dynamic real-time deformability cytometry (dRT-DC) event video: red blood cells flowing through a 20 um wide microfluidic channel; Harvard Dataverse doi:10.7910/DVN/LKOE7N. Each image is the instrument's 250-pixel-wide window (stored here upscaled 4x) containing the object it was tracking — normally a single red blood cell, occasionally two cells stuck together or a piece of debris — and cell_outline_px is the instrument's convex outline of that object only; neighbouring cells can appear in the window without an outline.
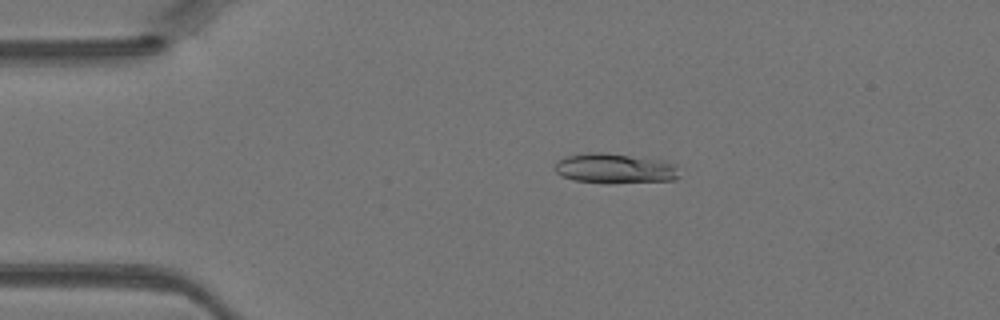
{"species": "Egyptian fruit bat (a non-hibernating species)", "species_latin": "Rousettus aegyptiacus", "temperature_condition": "warm", "stored_images_in_passage": 24, "camera_frame_rate_fps": 3000, "um_per_image_px": 0.085, "animal": {"sex": "female"}, "frame": {"image": 1, "passage_image": 5, "time_ms": 1.333, "image_size_px": [1000, 320], "cell_outline_px": [[680, 176], [676, 180], [576, 180], [560, 176], [556, 172], [556, 160], [568, 156], [588, 152], [608, 152], [664, 160], [676, 164]], "centroid_in_image_um": [52.29, 14.24], "position_along_channel_um": 32.7, "area_um2": 20.81}}
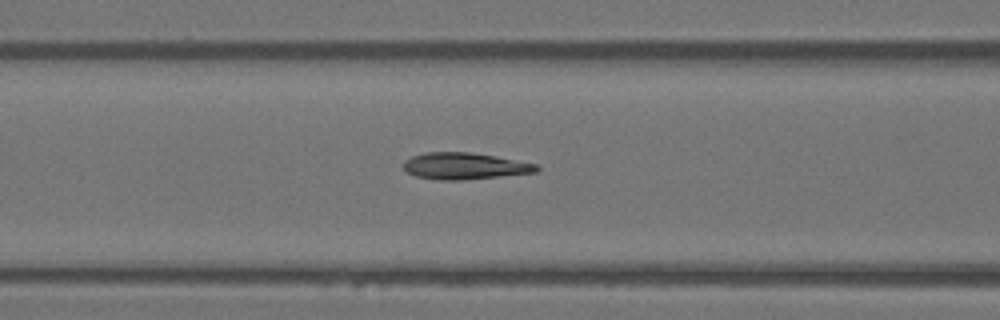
{"frame": {"image": 2, "passage_image": 14, "time_ms": 4.333, "image_size_px": [1000, 320], "cell_outline_px": [[540, 168], [536, 172], [464, 180], [436, 180], [416, 176], [408, 172], [404, 168], [404, 164], [412, 156], [424, 152], [472, 152], [496, 156], [536, 164]], "centroid_in_image_um": [39.5, 14.11], "position_along_channel_um": 127.1, "area_um2": 20.52}}
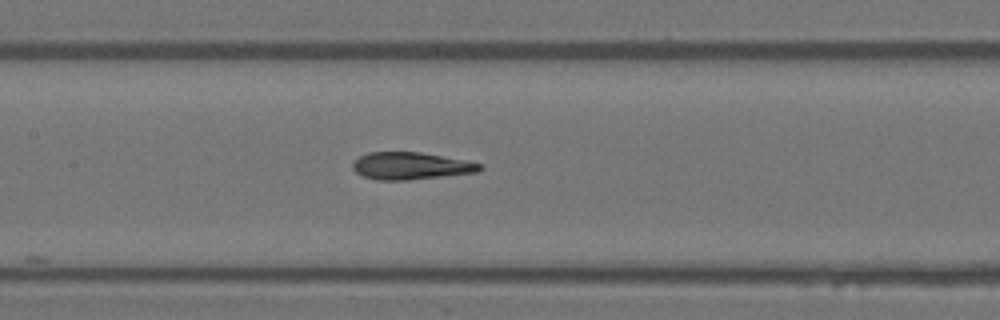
{"frame": {"image": 3, "passage_image": 17, "time_ms": 5.333, "image_size_px": [1000, 320], "cell_outline_px": [[484, 168], [476, 172], [408, 180], [376, 180], [364, 176], [356, 172], [352, 168], [352, 164], [360, 156], [368, 152], [420, 152], [464, 160], [484, 164]], "centroid_in_image_um": [34.92, 14.1], "position_along_channel_um": 172.5, "area_um2": 20.06}}